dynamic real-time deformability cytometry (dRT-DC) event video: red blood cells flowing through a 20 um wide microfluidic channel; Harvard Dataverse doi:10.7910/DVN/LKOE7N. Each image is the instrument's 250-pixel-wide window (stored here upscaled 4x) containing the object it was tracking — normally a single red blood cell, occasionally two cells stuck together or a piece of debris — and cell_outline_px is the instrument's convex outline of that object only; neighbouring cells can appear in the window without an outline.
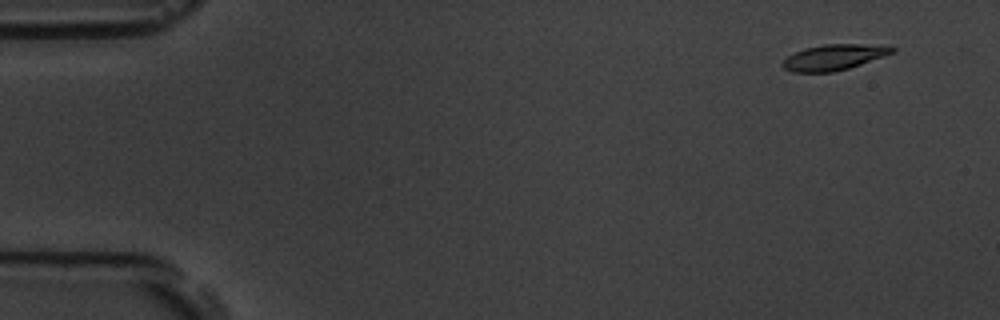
{"species": "common noctule bat (a hibernating species)", "species_latin": "Nyctalus noctula", "temperature_condition": "room temperature", "stored_images_in_passage": 5, "camera_frame_rate_fps": 3000, "um_per_image_px": 0.085, "animal": {"sex": "male", "body_mass_g": 19.5, "forearm_length_mm": 54.6}, "frame": {"image": 1, "passage_image": 1, "time_ms": 0.0, "image_size_px": [1000, 320], "cell_outline_px": [[896, 52], [848, 68], [832, 72], [792, 72], [784, 68], [780, 64], [788, 56], [804, 48], [824, 44], [860, 44], [896, 48]], "centroid_in_image_um": [70.84, 4.87], "position_along_channel_um": 14.2, "area_um2": 16.13}}
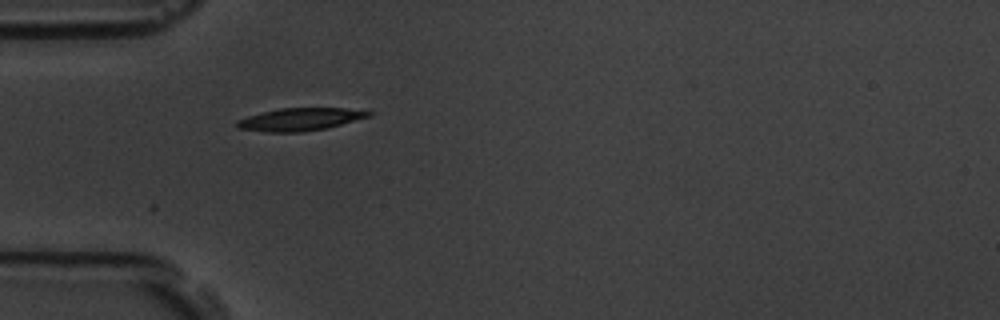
{"frame": {"image": 2, "passage_image": 5, "time_ms": 4.333, "image_size_px": [1000, 320], "cell_outline_px": [[372, 116], [328, 128], [300, 132], [268, 132], [240, 128], [236, 124], [236, 120], [248, 116], [280, 108], [344, 108], [372, 112]], "centroid_in_image_um": [25.54, 10.14], "position_along_channel_um": 59.5, "area_um2": 17.22}}